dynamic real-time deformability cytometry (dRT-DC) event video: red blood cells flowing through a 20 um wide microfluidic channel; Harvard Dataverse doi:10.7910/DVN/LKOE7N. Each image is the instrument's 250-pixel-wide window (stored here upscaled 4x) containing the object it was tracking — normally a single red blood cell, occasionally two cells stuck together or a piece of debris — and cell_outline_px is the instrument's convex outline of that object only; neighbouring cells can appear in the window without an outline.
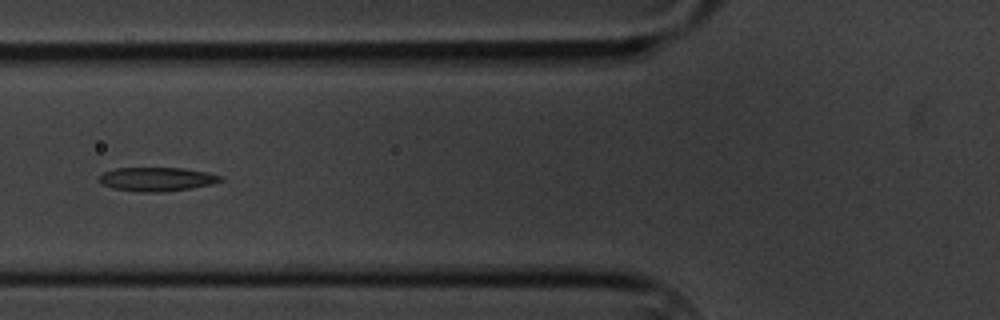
{"species": "common noctule bat (a hibernating species)", "species_latin": "Nyctalus noctula", "temperature_condition": "cold", "stored_images_in_passage": 7, "camera_frame_rate_fps": 3000, "um_per_image_px": 0.085, "animal": {"sex": "male", "body_mass_g": 20.1, "forearm_length_mm": 53.5}, "frame": {"image": 1, "passage_image": 2, "time_ms": 1.333, "image_size_px": [1000, 320], "cell_outline_px": [[224, 180], [212, 184], [188, 188], [160, 192], [136, 192], [112, 188], [100, 184], [96, 180], [96, 176], [104, 172], [116, 168], [184, 168], [204, 172], [220, 176]], "centroid_in_image_um": [13.22, 15.23], "position_along_channel_um": 112.6, "area_um2": 16.94}}
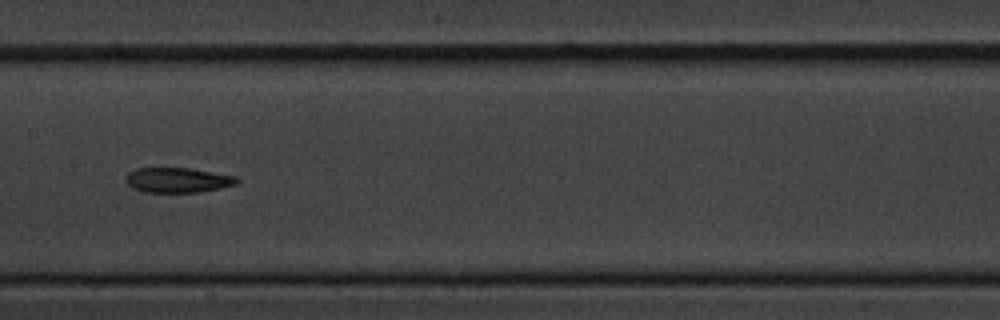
{"frame": {"image": 2, "passage_image": 4, "time_ms": 3.667, "image_size_px": [1000, 320], "cell_outline_px": [[240, 180], [236, 184], [220, 188], [200, 192], [144, 192], [132, 188], [124, 180], [128, 172], [136, 168], [188, 168], [236, 176]], "centroid_in_image_um": [15.08, 15.31], "position_along_channel_um": 192.3, "area_um2": 16.18}}
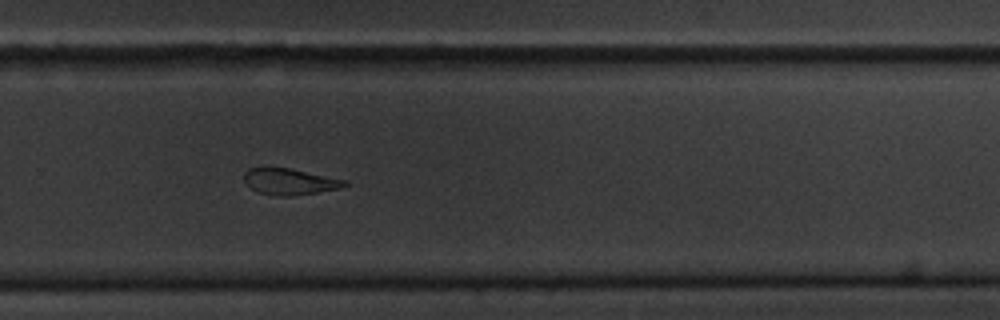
{"frame": {"image": 3, "passage_image": 7, "time_ms": 7.0, "image_size_px": [1000, 320], "cell_outline_px": [[348, 184], [340, 188], [316, 192], [288, 196], [280, 196], [260, 192], [252, 188], [244, 180], [244, 172], [248, 168], [260, 164], [264, 164], [288, 168], [348, 180]], "centroid_in_image_um": [24.56, 15.37], "position_along_channel_um": 305.2, "area_um2": 15.66}}